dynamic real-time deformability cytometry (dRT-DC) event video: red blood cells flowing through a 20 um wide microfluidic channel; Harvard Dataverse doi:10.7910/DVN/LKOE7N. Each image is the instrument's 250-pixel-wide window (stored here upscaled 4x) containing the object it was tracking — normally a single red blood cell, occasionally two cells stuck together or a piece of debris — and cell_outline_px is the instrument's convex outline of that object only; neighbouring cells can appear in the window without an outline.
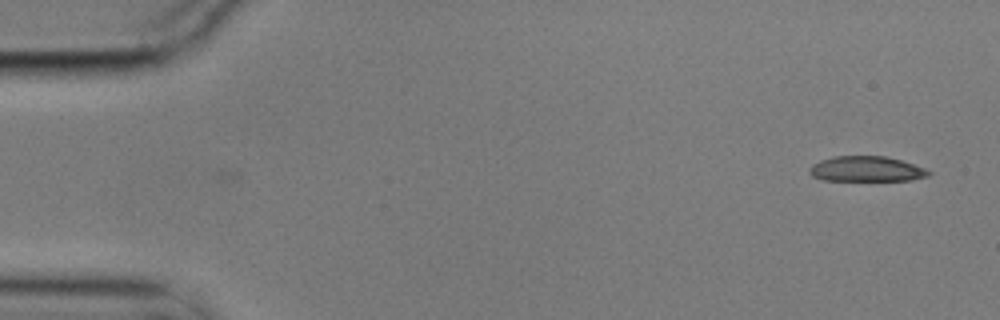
{"species": "common noctule bat (a hibernating species)", "species_latin": "Nyctalus noctula", "temperature_condition": "cold", "stored_images_in_passage": 3, "camera_frame_rate_fps": 3000, "um_per_image_px": 0.085, "animal": {"sex": "male", "body_mass_g": 17.9}, "frame": {"image": 1, "passage_image": 1, "time_ms": 0.0, "image_size_px": [1000, 320], "cell_outline_px": [[932, 172], [928, 176], [912, 180], [824, 180], [812, 176], [808, 172], [808, 168], [812, 164], [820, 160], [832, 156], [884, 156], [900, 160], [924, 168]], "centroid_in_image_um": [73.6, 14.36], "position_along_channel_um": 11.4, "area_um2": 17.51}}